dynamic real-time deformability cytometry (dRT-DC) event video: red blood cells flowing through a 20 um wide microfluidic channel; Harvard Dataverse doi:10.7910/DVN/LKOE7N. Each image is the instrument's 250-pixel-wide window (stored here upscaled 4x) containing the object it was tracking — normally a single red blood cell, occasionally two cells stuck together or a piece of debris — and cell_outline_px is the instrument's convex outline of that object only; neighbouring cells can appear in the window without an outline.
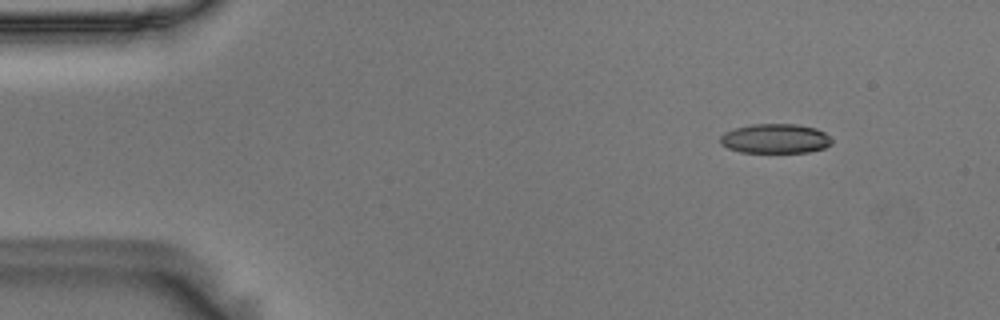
{"species": "Egyptian fruit bat (a non-hibernating species)", "species_latin": "Rousettus aegyptiacus", "temperature_condition": "room temperature", "stored_images_in_passage": 17, "camera_frame_rate_fps": 3000, "um_per_image_px": 0.085, "animal": {"sex": "male"}, "frame": {"image": 1, "passage_image": 6, "time_ms": 1.667, "image_size_px": [1000, 320], "cell_outline_px": [[832, 144], [824, 148], [808, 152], [740, 152], [728, 148], [720, 144], [720, 136], [724, 132], [736, 128], [752, 124], [796, 124], [816, 128], [824, 132], [832, 140]], "centroid_in_image_um": [65.89, 11.78], "position_along_channel_um": 19.1, "area_um2": 19.19}}